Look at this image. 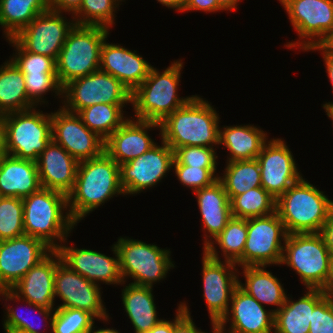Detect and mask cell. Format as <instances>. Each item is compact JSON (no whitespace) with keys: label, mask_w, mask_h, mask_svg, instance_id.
I'll list each match as a JSON object with an SVG mask.
<instances>
[{"label":"cell","mask_w":333,"mask_h":333,"mask_svg":"<svg viewBox=\"0 0 333 333\" xmlns=\"http://www.w3.org/2000/svg\"><path fill=\"white\" fill-rule=\"evenodd\" d=\"M9 305V307H8ZM6 306V315L4 320V330L6 333H42L34 325L33 322H29L28 318L22 316L19 311L17 312L10 304ZM31 313V311H29ZM28 315V314H27ZM44 326V325H43Z\"/></svg>","instance_id":"cell-46"},{"label":"cell","mask_w":333,"mask_h":333,"mask_svg":"<svg viewBox=\"0 0 333 333\" xmlns=\"http://www.w3.org/2000/svg\"><path fill=\"white\" fill-rule=\"evenodd\" d=\"M52 140L78 162L98 157L104 152L105 140L91 131L75 114L60 108L52 113Z\"/></svg>","instance_id":"cell-17"},{"label":"cell","mask_w":333,"mask_h":333,"mask_svg":"<svg viewBox=\"0 0 333 333\" xmlns=\"http://www.w3.org/2000/svg\"><path fill=\"white\" fill-rule=\"evenodd\" d=\"M309 333H333V296L326 294L314 307Z\"/></svg>","instance_id":"cell-45"},{"label":"cell","mask_w":333,"mask_h":333,"mask_svg":"<svg viewBox=\"0 0 333 333\" xmlns=\"http://www.w3.org/2000/svg\"><path fill=\"white\" fill-rule=\"evenodd\" d=\"M42 188L68 195L74 187L79 162L53 140L36 161Z\"/></svg>","instance_id":"cell-25"},{"label":"cell","mask_w":333,"mask_h":333,"mask_svg":"<svg viewBox=\"0 0 333 333\" xmlns=\"http://www.w3.org/2000/svg\"><path fill=\"white\" fill-rule=\"evenodd\" d=\"M279 1L285 8L299 39L302 40L287 43V48L300 47L303 51H308L329 39L333 33V0Z\"/></svg>","instance_id":"cell-12"},{"label":"cell","mask_w":333,"mask_h":333,"mask_svg":"<svg viewBox=\"0 0 333 333\" xmlns=\"http://www.w3.org/2000/svg\"><path fill=\"white\" fill-rule=\"evenodd\" d=\"M328 48L333 49V33L329 39L324 43Z\"/></svg>","instance_id":"cell-60"},{"label":"cell","mask_w":333,"mask_h":333,"mask_svg":"<svg viewBox=\"0 0 333 333\" xmlns=\"http://www.w3.org/2000/svg\"><path fill=\"white\" fill-rule=\"evenodd\" d=\"M49 0H0V26L13 38L40 13L49 10Z\"/></svg>","instance_id":"cell-33"},{"label":"cell","mask_w":333,"mask_h":333,"mask_svg":"<svg viewBox=\"0 0 333 333\" xmlns=\"http://www.w3.org/2000/svg\"><path fill=\"white\" fill-rule=\"evenodd\" d=\"M204 11V12H218L222 9L217 5V0H186L184 11Z\"/></svg>","instance_id":"cell-48"},{"label":"cell","mask_w":333,"mask_h":333,"mask_svg":"<svg viewBox=\"0 0 333 333\" xmlns=\"http://www.w3.org/2000/svg\"><path fill=\"white\" fill-rule=\"evenodd\" d=\"M120 1L124 0H83L82 5L72 17L78 25L101 26L110 29L109 27L115 24L116 8Z\"/></svg>","instance_id":"cell-38"},{"label":"cell","mask_w":333,"mask_h":333,"mask_svg":"<svg viewBox=\"0 0 333 333\" xmlns=\"http://www.w3.org/2000/svg\"><path fill=\"white\" fill-rule=\"evenodd\" d=\"M332 209L333 200L303 177L276 199L287 234L320 233Z\"/></svg>","instance_id":"cell-4"},{"label":"cell","mask_w":333,"mask_h":333,"mask_svg":"<svg viewBox=\"0 0 333 333\" xmlns=\"http://www.w3.org/2000/svg\"><path fill=\"white\" fill-rule=\"evenodd\" d=\"M62 98V108L75 114L99 103L118 104L122 108L129 103L132 104L130 89L114 76L101 70L65 84L62 88Z\"/></svg>","instance_id":"cell-11"},{"label":"cell","mask_w":333,"mask_h":333,"mask_svg":"<svg viewBox=\"0 0 333 333\" xmlns=\"http://www.w3.org/2000/svg\"><path fill=\"white\" fill-rule=\"evenodd\" d=\"M95 328L96 327H94V329H93V331L91 332V333H120V332H118V330H116V329H113V328H101V329H99L98 328V330H95Z\"/></svg>","instance_id":"cell-59"},{"label":"cell","mask_w":333,"mask_h":333,"mask_svg":"<svg viewBox=\"0 0 333 333\" xmlns=\"http://www.w3.org/2000/svg\"><path fill=\"white\" fill-rule=\"evenodd\" d=\"M2 198H3V195L0 193V201L2 200Z\"/></svg>","instance_id":"cell-61"},{"label":"cell","mask_w":333,"mask_h":333,"mask_svg":"<svg viewBox=\"0 0 333 333\" xmlns=\"http://www.w3.org/2000/svg\"><path fill=\"white\" fill-rule=\"evenodd\" d=\"M62 14L63 12L50 9L40 13L13 39L25 51L46 55L56 60L69 31L76 24L74 19L68 21Z\"/></svg>","instance_id":"cell-14"},{"label":"cell","mask_w":333,"mask_h":333,"mask_svg":"<svg viewBox=\"0 0 333 333\" xmlns=\"http://www.w3.org/2000/svg\"><path fill=\"white\" fill-rule=\"evenodd\" d=\"M254 297L239 285L233 292L230 308L219 324L226 328L230 321L231 333H271L274 332L273 310L265 309ZM232 316V317H231ZM231 317V318H230Z\"/></svg>","instance_id":"cell-22"},{"label":"cell","mask_w":333,"mask_h":333,"mask_svg":"<svg viewBox=\"0 0 333 333\" xmlns=\"http://www.w3.org/2000/svg\"><path fill=\"white\" fill-rule=\"evenodd\" d=\"M163 6L183 12L186 0H157Z\"/></svg>","instance_id":"cell-54"},{"label":"cell","mask_w":333,"mask_h":333,"mask_svg":"<svg viewBox=\"0 0 333 333\" xmlns=\"http://www.w3.org/2000/svg\"><path fill=\"white\" fill-rule=\"evenodd\" d=\"M326 294L322 289H307L296 301L286 297L285 304L274 313V333H309L313 309Z\"/></svg>","instance_id":"cell-28"},{"label":"cell","mask_w":333,"mask_h":333,"mask_svg":"<svg viewBox=\"0 0 333 333\" xmlns=\"http://www.w3.org/2000/svg\"><path fill=\"white\" fill-rule=\"evenodd\" d=\"M320 234L322 235L331 256H333V209L330 211L328 219L321 229Z\"/></svg>","instance_id":"cell-51"},{"label":"cell","mask_w":333,"mask_h":333,"mask_svg":"<svg viewBox=\"0 0 333 333\" xmlns=\"http://www.w3.org/2000/svg\"><path fill=\"white\" fill-rule=\"evenodd\" d=\"M322 107L325 109L327 116L331 118L333 122V102H326Z\"/></svg>","instance_id":"cell-57"},{"label":"cell","mask_w":333,"mask_h":333,"mask_svg":"<svg viewBox=\"0 0 333 333\" xmlns=\"http://www.w3.org/2000/svg\"><path fill=\"white\" fill-rule=\"evenodd\" d=\"M284 224L277 212L247 219V239L243 255L235 262L237 266L281 265L287 237Z\"/></svg>","instance_id":"cell-13"},{"label":"cell","mask_w":333,"mask_h":333,"mask_svg":"<svg viewBox=\"0 0 333 333\" xmlns=\"http://www.w3.org/2000/svg\"><path fill=\"white\" fill-rule=\"evenodd\" d=\"M101 47L100 70L122 82L133 92L149 75L153 66L137 51H131L120 44L107 43Z\"/></svg>","instance_id":"cell-24"},{"label":"cell","mask_w":333,"mask_h":333,"mask_svg":"<svg viewBox=\"0 0 333 333\" xmlns=\"http://www.w3.org/2000/svg\"><path fill=\"white\" fill-rule=\"evenodd\" d=\"M193 193L196 195L203 228L206 232L204 235V249L223 231L228 221L232 218L231 205L224 186L219 179Z\"/></svg>","instance_id":"cell-26"},{"label":"cell","mask_w":333,"mask_h":333,"mask_svg":"<svg viewBox=\"0 0 333 333\" xmlns=\"http://www.w3.org/2000/svg\"><path fill=\"white\" fill-rule=\"evenodd\" d=\"M116 194L125 195L120 185V166L105 151L79 162L74 187L67 195L71 218L79 223Z\"/></svg>","instance_id":"cell-1"},{"label":"cell","mask_w":333,"mask_h":333,"mask_svg":"<svg viewBox=\"0 0 333 333\" xmlns=\"http://www.w3.org/2000/svg\"><path fill=\"white\" fill-rule=\"evenodd\" d=\"M0 66V113L24 111L36 106L27 96L24 74L9 59Z\"/></svg>","instance_id":"cell-32"},{"label":"cell","mask_w":333,"mask_h":333,"mask_svg":"<svg viewBox=\"0 0 333 333\" xmlns=\"http://www.w3.org/2000/svg\"><path fill=\"white\" fill-rule=\"evenodd\" d=\"M22 201L25 235L42 240L52 250L62 241L66 242L68 234L77 226L67 210V195L61 192L41 188ZM64 211H67L65 215Z\"/></svg>","instance_id":"cell-3"},{"label":"cell","mask_w":333,"mask_h":333,"mask_svg":"<svg viewBox=\"0 0 333 333\" xmlns=\"http://www.w3.org/2000/svg\"><path fill=\"white\" fill-rule=\"evenodd\" d=\"M281 264L293 269L306 289H322L330 274L331 254L320 233H292L283 242Z\"/></svg>","instance_id":"cell-7"},{"label":"cell","mask_w":333,"mask_h":333,"mask_svg":"<svg viewBox=\"0 0 333 333\" xmlns=\"http://www.w3.org/2000/svg\"><path fill=\"white\" fill-rule=\"evenodd\" d=\"M177 179L182 185L192 191L202 189L215 182L219 176L215 175L217 168L191 167L187 165H173Z\"/></svg>","instance_id":"cell-44"},{"label":"cell","mask_w":333,"mask_h":333,"mask_svg":"<svg viewBox=\"0 0 333 333\" xmlns=\"http://www.w3.org/2000/svg\"><path fill=\"white\" fill-rule=\"evenodd\" d=\"M14 46L15 55L11 60L23 74L57 73L56 60L46 55L25 51L13 38L7 39Z\"/></svg>","instance_id":"cell-41"},{"label":"cell","mask_w":333,"mask_h":333,"mask_svg":"<svg viewBox=\"0 0 333 333\" xmlns=\"http://www.w3.org/2000/svg\"><path fill=\"white\" fill-rule=\"evenodd\" d=\"M60 261L59 253L52 250L14 286L10 289H1L0 296H3L6 301H25L29 305L28 307L33 306L32 309L44 317V321L48 319L49 327H52L53 312L56 309V307L54 308V276Z\"/></svg>","instance_id":"cell-10"},{"label":"cell","mask_w":333,"mask_h":333,"mask_svg":"<svg viewBox=\"0 0 333 333\" xmlns=\"http://www.w3.org/2000/svg\"><path fill=\"white\" fill-rule=\"evenodd\" d=\"M111 249L115 255L114 258L90 249L68 247L65 243L60 244L56 251L64 264L88 281L95 284L98 282L108 285L126 284L122 278L119 256L114 244Z\"/></svg>","instance_id":"cell-21"},{"label":"cell","mask_w":333,"mask_h":333,"mask_svg":"<svg viewBox=\"0 0 333 333\" xmlns=\"http://www.w3.org/2000/svg\"><path fill=\"white\" fill-rule=\"evenodd\" d=\"M34 108L5 114V152L19 159L37 161L52 140L51 114Z\"/></svg>","instance_id":"cell-9"},{"label":"cell","mask_w":333,"mask_h":333,"mask_svg":"<svg viewBox=\"0 0 333 333\" xmlns=\"http://www.w3.org/2000/svg\"><path fill=\"white\" fill-rule=\"evenodd\" d=\"M174 151L163 140L139 157L120 165V185L125 195L139 194L166 177L173 169Z\"/></svg>","instance_id":"cell-15"},{"label":"cell","mask_w":333,"mask_h":333,"mask_svg":"<svg viewBox=\"0 0 333 333\" xmlns=\"http://www.w3.org/2000/svg\"><path fill=\"white\" fill-rule=\"evenodd\" d=\"M310 50H320L323 53H321L323 55V60H324V64L326 65V72L328 73V77H329V81L332 84V89H333V49L328 48L325 44H320V45H316L314 47H311Z\"/></svg>","instance_id":"cell-50"},{"label":"cell","mask_w":333,"mask_h":333,"mask_svg":"<svg viewBox=\"0 0 333 333\" xmlns=\"http://www.w3.org/2000/svg\"><path fill=\"white\" fill-rule=\"evenodd\" d=\"M325 292L328 295L333 296V256H331V260H330V274H329L327 283L325 285Z\"/></svg>","instance_id":"cell-56"},{"label":"cell","mask_w":333,"mask_h":333,"mask_svg":"<svg viewBox=\"0 0 333 333\" xmlns=\"http://www.w3.org/2000/svg\"><path fill=\"white\" fill-rule=\"evenodd\" d=\"M182 60L171 63L162 73L152 67L145 80L132 92L135 119L160 123L194 95L178 97Z\"/></svg>","instance_id":"cell-5"},{"label":"cell","mask_w":333,"mask_h":333,"mask_svg":"<svg viewBox=\"0 0 333 333\" xmlns=\"http://www.w3.org/2000/svg\"><path fill=\"white\" fill-rule=\"evenodd\" d=\"M152 128L160 129V124L154 121L135 120V118L131 119V117H128V119L105 140L104 151L119 166L127 163L144 154L156 144L148 135V130Z\"/></svg>","instance_id":"cell-23"},{"label":"cell","mask_w":333,"mask_h":333,"mask_svg":"<svg viewBox=\"0 0 333 333\" xmlns=\"http://www.w3.org/2000/svg\"><path fill=\"white\" fill-rule=\"evenodd\" d=\"M24 81L27 96L36 106L39 102L40 105L46 103L43 98L49 91L55 92L59 98L62 96L63 87L58 81L57 73L24 74Z\"/></svg>","instance_id":"cell-42"},{"label":"cell","mask_w":333,"mask_h":333,"mask_svg":"<svg viewBox=\"0 0 333 333\" xmlns=\"http://www.w3.org/2000/svg\"><path fill=\"white\" fill-rule=\"evenodd\" d=\"M236 263L209 257L203 251V297L206 300L211 323H219L225 317L234 290L239 284Z\"/></svg>","instance_id":"cell-18"},{"label":"cell","mask_w":333,"mask_h":333,"mask_svg":"<svg viewBox=\"0 0 333 333\" xmlns=\"http://www.w3.org/2000/svg\"><path fill=\"white\" fill-rule=\"evenodd\" d=\"M266 266H245L242 267L245 283L239 280V286L254 297L261 305L277 306L273 313L277 312L286 301L287 293L277 277Z\"/></svg>","instance_id":"cell-31"},{"label":"cell","mask_w":333,"mask_h":333,"mask_svg":"<svg viewBox=\"0 0 333 333\" xmlns=\"http://www.w3.org/2000/svg\"><path fill=\"white\" fill-rule=\"evenodd\" d=\"M51 251L42 240L27 235L0 241V290L14 286Z\"/></svg>","instance_id":"cell-20"},{"label":"cell","mask_w":333,"mask_h":333,"mask_svg":"<svg viewBox=\"0 0 333 333\" xmlns=\"http://www.w3.org/2000/svg\"><path fill=\"white\" fill-rule=\"evenodd\" d=\"M219 119L208 101L194 95L159 123V135L173 151L182 146L214 148L219 145Z\"/></svg>","instance_id":"cell-2"},{"label":"cell","mask_w":333,"mask_h":333,"mask_svg":"<svg viewBox=\"0 0 333 333\" xmlns=\"http://www.w3.org/2000/svg\"><path fill=\"white\" fill-rule=\"evenodd\" d=\"M5 143H6V121H5V115H1L0 116V156L6 154Z\"/></svg>","instance_id":"cell-53"},{"label":"cell","mask_w":333,"mask_h":333,"mask_svg":"<svg viewBox=\"0 0 333 333\" xmlns=\"http://www.w3.org/2000/svg\"><path fill=\"white\" fill-rule=\"evenodd\" d=\"M186 303H180L173 319V333H205L199 330L191 318V313Z\"/></svg>","instance_id":"cell-47"},{"label":"cell","mask_w":333,"mask_h":333,"mask_svg":"<svg viewBox=\"0 0 333 333\" xmlns=\"http://www.w3.org/2000/svg\"><path fill=\"white\" fill-rule=\"evenodd\" d=\"M147 333H173V320L162 319Z\"/></svg>","instance_id":"cell-52"},{"label":"cell","mask_w":333,"mask_h":333,"mask_svg":"<svg viewBox=\"0 0 333 333\" xmlns=\"http://www.w3.org/2000/svg\"><path fill=\"white\" fill-rule=\"evenodd\" d=\"M99 286V283L88 281L60 261L54 276V296L59 297L63 303L56 308L80 309L91 313L98 320L108 321L110 318Z\"/></svg>","instance_id":"cell-16"},{"label":"cell","mask_w":333,"mask_h":333,"mask_svg":"<svg viewBox=\"0 0 333 333\" xmlns=\"http://www.w3.org/2000/svg\"><path fill=\"white\" fill-rule=\"evenodd\" d=\"M256 159L261 172V186L275 199L302 178L290 148L280 138L268 140Z\"/></svg>","instance_id":"cell-19"},{"label":"cell","mask_w":333,"mask_h":333,"mask_svg":"<svg viewBox=\"0 0 333 333\" xmlns=\"http://www.w3.org/2000/svg\"><path fill=\"white\" fill-rule=\"evenodd\" d=\"M152 290L130 283L122 290V304L135 333H147L162 320L157 317Z\"/></svg>","instance_id":"cell-30"},{"label":"cell","mask_w":333,"mask_h":333,"mask_svg":"<svg viewBox=\"0 0 333 333\" xmlns=\"http://www.w3.org/2000/svg\"><path fill=\"white\" fill-rule=\"evenodd\" d=\"M212 333H226V329L223 328L219 323H212ZM206 333V332H205ZM228 333H231L228 331Z\"/></svg>","instance_id":"cell-58"},{"label":"cell","mask_w":333,"mask_h":333,"mask_svg":"<svg viewBox=\"0 0 333 333\" xmlns=\"http://www.w3.org/2000/svg\"><path fill=\"white\" fill-rule=\"evenodd\" d=\"M232 217L249 219L276 211V199L262 186L251 188L230 200Z\"/></svg>","instance_id":"cell-37"},{"label":"cell","mask_w":333,"mask_h":333,"mask_svg":"<svg viewBox=\"0 0 333 333\" xmlns=\"http://www.w3.org/2000/svg\"><path fill=\"white\" fill-rule=\"evenodd\" d=\"M77 115L91 131L104 140L128 119L123 116V108L118 104H95L80 110Z\"/></svg>","instance_id":"cell-36"},{"label":"cell","mask_w":333,"mask_h":333,"mask_svg":"<svg viewBox=\"0 0 333 333\" xmlns=\"http://www.w3.org/2000/svg\"><path fill=\"white\" fill-rule=\"evenodd\" d=\"M219 176L229 200L251 188L261 186V172L257 159L227 162L225 172Z\"/></svg>","instance_id":"cell-35"},{"label":"cell","mask_w":333,"mask_h":333,"mask_svg":"<svg viewBox=\"0 0 333 333\" xmlns=\"http://www.w3.org/2000/svg\"><path fill=\"white\" fill-rule=\"evenodd\" d=\"M246 239L247 219L232 217L223 231L203 251L209 257L221 260L218 255L220 251H217L216 246H214L217 244L223 252L225 261L235 263L243 255Z\"/></svg>","instance_id":"cell-34"},{"label":"cell","mask_w":333,"mask_h":333,"mask_svg":"<svg viewBox=\"0 0 333 333\" xmlns=\"http://www.w3.org/2000/svg\"><path fill=\"white\" fill-rule=\"evenodd\" d=\"M240 0H217V5L224 11L237 9Z\"/></svg>","instance_id":"cell-55"},{"label":"cell","mask_w":333,"mask_h":333,"mask_svg":"<svg viewBox=\"0 0 333 333\" xmlns=\"http://www.w3.org/2000/svg\"><path fill=\"white\" fill-rule=\"evenodd\" d=\"M114 245L124 283L130 277L134 280L130 284L153 288V283L164 280L168 271L175 267L171 261L170 249H160L155 244L126 237L118 238Z\"/></svg>","instance_id":"cell-8"},{"label":"cell","mask_w":333,"mask_h":333,"mask_svg":"<svg viewBox=\"0 0 333 333\" xmlns=\"http://www.w3.org/2000/svg\"><path fill=\"white\" fill-rule=\"evenodd\" d=\"M218 158L215 148L200 146H182L174 151L173 165L191 167L217 168Z\"/></svg>","instance_id":"cell-43"},{"label":"cell","mask_w":333,"mask_h":333,"mask_svg":"<svg viewBox=\"0 0 333 333\" xmlns=\"http://www.w3.org/2000/svg\"><path fill=\"white\" fill-rule=\"evenodd\" d=\"M222 128H219V145L225 146L230 153L226 162L256 159L268 141L267 133L257 126L248 124Z\"/></svg>","instance_id":"cell-29"},{"label":"cell","mask_w":333,"mask_h":333,"mask_svg":"<svg viewBox=\"0 0 333 333\" xmlns=\"http://www.w3.org/2000/svg\"><path fill=\"white\" fill-rule=\"evenodd\" d=\"M109 29L75 24L56 59L57 78L63 87L68 82L100 70L101 47Z\"/></svg>","instance_id":"cell-6"},{"label":"cell","mask_w":333,"mask_h":333,"mask_svg":"<svg viewBox=\"0 0 333 333\" xmlns=\"http://www.w3.org/2000/svg\"><path fill=\"white\" fill-rule=\"evenodd\" d=\"M42 188L37 163L8 154L0 156V193L24 198Z\"/></svg>","instance_id":"cell-27"},{"label":"cell","mask_w":333,"mask_h":333,"mask_svg":"<svg viewBox=\"0 0 333 333\" xmlns=\"http://www.w3.org/2000/svg\"><path fill=\"white\" fill-rule=\"evenodd\" d=\"M23 235L22 198L3 196L0 201V241Z\"/></svg>","instance_id":"cell-40"},{"label":"cell","mask_w":333,"mask_h":333,"mask_svg":"<svg viewBox=\"0 0 333 333\" xmlns=\"http://www.w3.org/2000/svg\"><path fill=\"white\" fill-rule=\"evenodd\" d=\"M96 318L89 312L75 308H56L52 333H91Z\"/></svg>","instance_id":"cell-39"},{"label":"cell","mask_w":333,"mask_h":333,"mask_svg":"<svg viewBox=\"0 0 333 333\" xmlns=\"http://www.w3.org/2000/svg\"><path fill=\"white\" fill-rule=\"evenodd\" d=\"M83 0H49L50 10L57 12H70L72 15L80 8Z\"/></svg>","instance_id":"cell-49"}]
</instances>
